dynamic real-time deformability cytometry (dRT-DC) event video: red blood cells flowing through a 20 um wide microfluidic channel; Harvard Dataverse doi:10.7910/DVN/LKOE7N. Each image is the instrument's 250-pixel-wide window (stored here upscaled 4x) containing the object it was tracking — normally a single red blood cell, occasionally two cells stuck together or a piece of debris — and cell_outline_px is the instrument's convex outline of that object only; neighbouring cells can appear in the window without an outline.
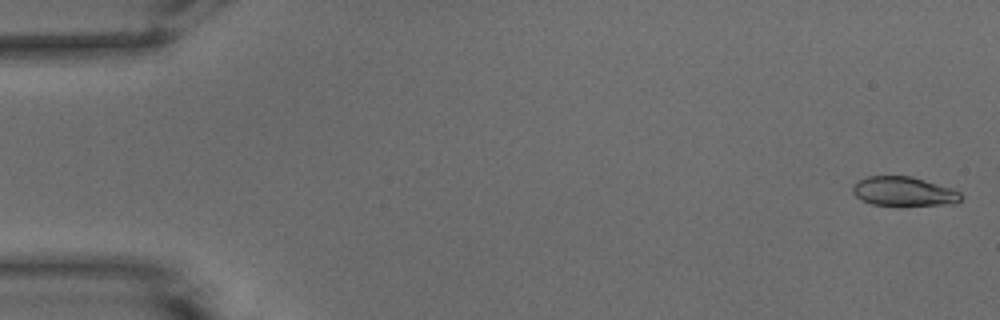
{"species": "common noctule bat (a hibernating species)", "species_latin": "Nyctalus noctula", "temperature_condition": "warm", "stored_images_in_passage": 13, "camera_frame_rate_fps": 3000, "um_per_image_px": 0.085, "animal": {"sex": "male", "body_mass_g": 15.6}, "frame": {"image": 1, "passage_image": 1, "time_ms": 0.0, "image_size_px": [1000, 320], "cell_outline_px": [[964, 196], [956, 204], [872, 204], [860, 200], [852, 192], [852, 188], [860, 180], [868, 176], [912, 176], [952, 188], [960, 192]], "centroid_in_image_um": [76.85, 16.25], "position_along_channel_um": 8.2, "area_um2": 18.15}}
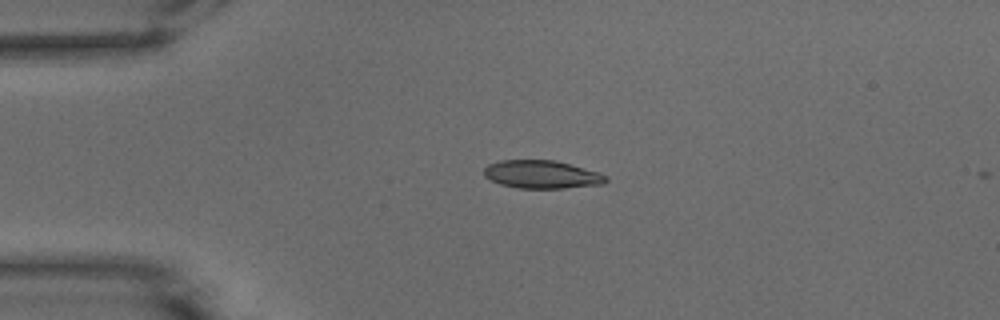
{"frame": {"image": 2, "passage_image": 12, "time_ms": 3.667, "image_size_px": [1000, 320], "cell_outline_px": [[608, 180], [604, 184], [564, 188], [516, 188], [500, 184], [484, 176], [484, 168], [488, 164], [500, 160], [556, 160], [600, 172], [608, 176]], "centroid_in_image_um": [46.08, 14.82], "position_along_channel_um": 38.9, "area_um2": 20.11}}